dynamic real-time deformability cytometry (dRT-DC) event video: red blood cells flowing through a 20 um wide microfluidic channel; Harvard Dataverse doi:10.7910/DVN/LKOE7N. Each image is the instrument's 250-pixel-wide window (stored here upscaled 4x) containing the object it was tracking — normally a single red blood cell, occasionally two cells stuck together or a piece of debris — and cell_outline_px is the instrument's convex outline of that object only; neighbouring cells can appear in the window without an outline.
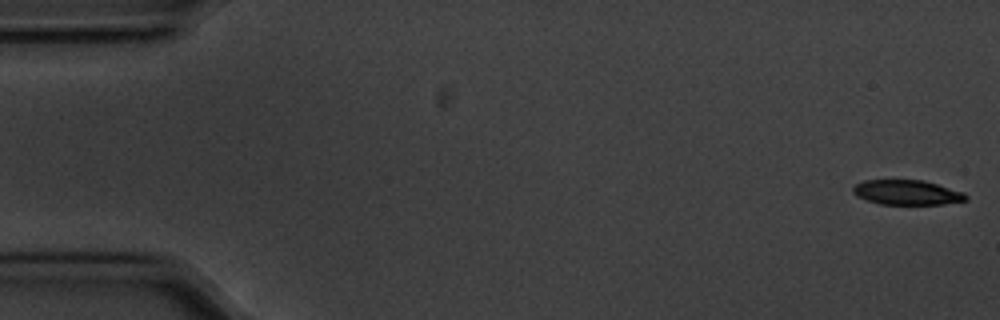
{"species": "common noctule bat (a hibernating species)", "species_latin": "Nyctalus noctula", "temperature_condition": "cold", "stored_images_in_passage": 56, "camera_frame_rate_fps": 3000, "um_per_image_px": 0.085, "animal": {"sex": "male", "body_mass_g": 20.1, "forearm_length_mm": 53.5}, "frame": {"image": 1, "passage_image": 1, "time_ms": 0.0, "image_size_px": [1000, 320], "cell_outline_px": [[968, 200], [944, 204], [880, 204], [856, 196], [852, 192], [852, 188], [856, 184], [864, 180], [924, 180], [964, 192], [968, 196]], "centroid_in_image_um": [77.11, 16.35], "position_along_channel_um": 7.9, "area_um2": 16.36}}
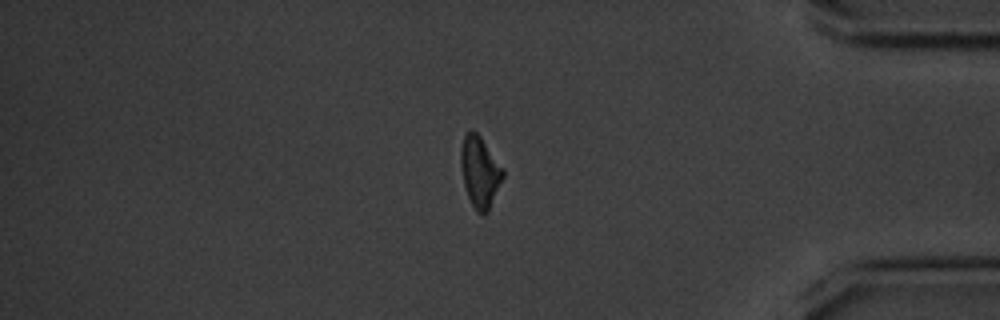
{"frame": {"image": 2, "passage_image": 47, "time_ms": 15.333, "image_size_px": [1000, 320], "cell_outline_px": [[504, 176], [488, 212], [476, 212], [468, 196], [464, 184], [460, 164], [460, 148], [464, 136], [472, 128], [480, 136], [504, 168]], "centroid_in_image_um": [40.79, 14.58], "position_along_channel_um": 394.4, "area_um2": 17.4}}
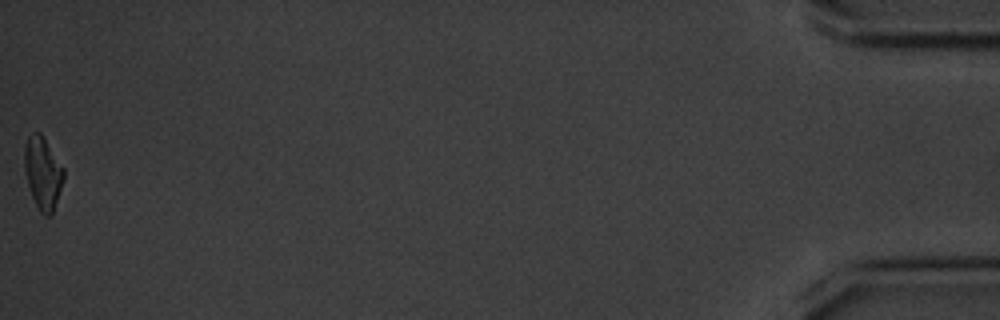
{"frame": {"image": 3, "passage_image": 56, "time_ms": 18.333, "image_size_px": [1000, 320], "cell_outline_px": [[64, 180], [52, 216], [44, 216], [40, 212], [32, 196], [24, 172], [24, 144], [28, 136], [32, 132], [40, 132], [64, 168]], "centroid_in_image_um": [3.64, 14.71], "position_along_channel_um": 431.6, "area_um2": 16.7}, "authors_computed_cell_mechanics": {"area_um2": 17.918, "velocity_mm_per_s": 3.5609, "shape_relaxation_time_tau1_ms": 1.9142, "shape_relaxation_time_tau2_ms": null, "deformation_change_tau1": 0.1087, "deformation_change_tau2": null}}